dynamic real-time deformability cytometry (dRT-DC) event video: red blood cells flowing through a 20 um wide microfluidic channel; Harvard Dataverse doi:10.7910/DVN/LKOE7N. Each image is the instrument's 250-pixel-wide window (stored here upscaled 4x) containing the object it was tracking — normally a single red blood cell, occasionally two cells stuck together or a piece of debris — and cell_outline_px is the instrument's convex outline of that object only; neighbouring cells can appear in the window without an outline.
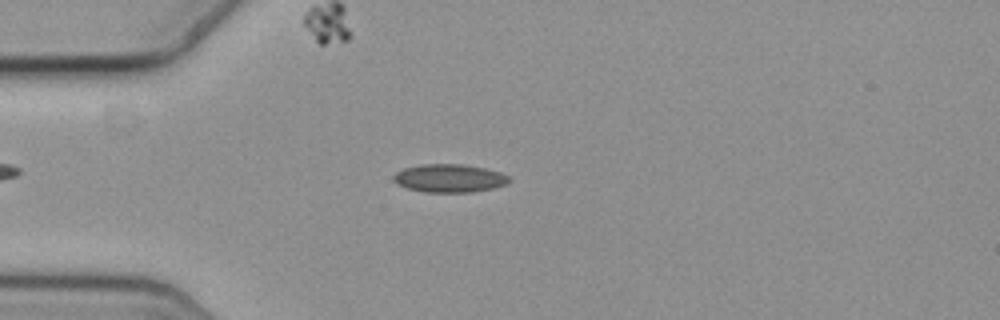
{"species": "common noctule bat (a hibernating species)", "species_latin": "Nyctalus noctula", "temperature_condition": "cold", "stored_images_in_passage": 57, "camera_frame_rate_fps": 3000, "um_per_image_px": 0.085, "animal": {"sex": "female", "body_mass_g": 19.3, "forearm_length_mm": 54.1}, "frame": {"image": 1, "passage_image": 15, "time_ms": 4.667, "image_size_px": [1000, 320], "cell_outline_px": [[512, 180], [508, 184], [492, 188], [472, 192], [424, 192], [408, 188], [396, 184], [392, 180], [392, 176], [396, 172], [404, 168], [420, 164], [464, 164], [484, 168], [500, 172], [508, 176]], "centroid_in_image_um": [38.19, 15.15], "position_along_channel_um": 46.8, "area_um2": 19.13}}
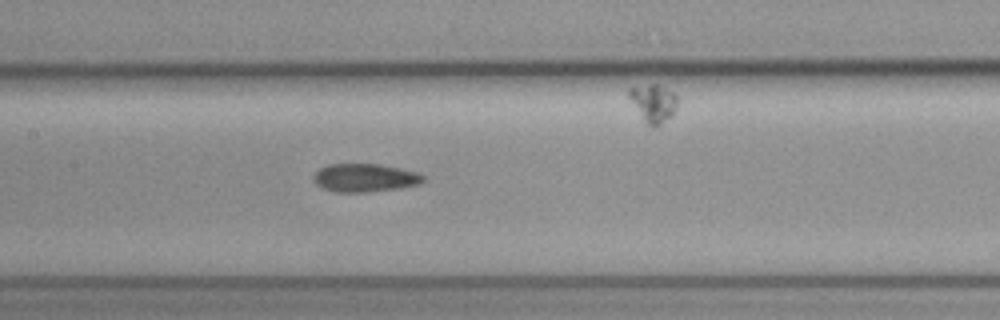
{"frame": {"image": 2, "passage_image": 27, "time_ms": 8.667, "image_size_px": [1000, 320], "cell_outline_px": [[424, 180], [420, 184], [396, 188], [368, 192], [336, 192], [320, 188], [312, 180], [312, 176], [320, 168], [328, 164], [380, 164], [400, 168], [416, 172], [424, 176]], "centroid_in_image_um": [30.96, 15.11], "position_along_channel_um": 176.4, "area_um2": 18.09}}
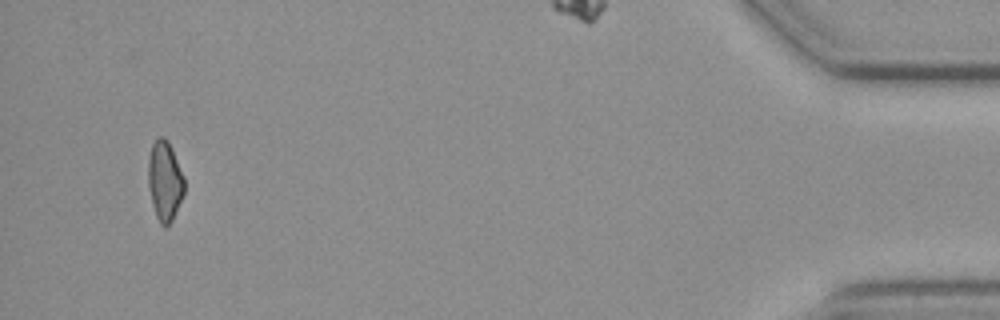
{"frame": {"image": 3, "passage_image": 54, "time_ms": 17.667, "image_size_px": [1000, 320], "cell_outline_px": [[184, 192], [172, 220], [164, 228], [160, 224], [156, 216], [152, 204], [148, 184], [148, 160], [152, 144], [160, 136], [164, 136], [168, 140], [184, 176]], "centroid_in_image_um": [14.0, 15.37], "position_along_channel_um": 421.2, "area_um2": 16.7}, "authors_computed_cell_mechanics": {"area_um2": 17.918, "velocity_mm_per_s": 3.6607, "shape_relaxation_time_tau1_ms": null, "shape_relaxation_time_tau2_ms": 3.0939, "deformation_change_tau1": null, "deformation_change_tau2": 0.0997}}